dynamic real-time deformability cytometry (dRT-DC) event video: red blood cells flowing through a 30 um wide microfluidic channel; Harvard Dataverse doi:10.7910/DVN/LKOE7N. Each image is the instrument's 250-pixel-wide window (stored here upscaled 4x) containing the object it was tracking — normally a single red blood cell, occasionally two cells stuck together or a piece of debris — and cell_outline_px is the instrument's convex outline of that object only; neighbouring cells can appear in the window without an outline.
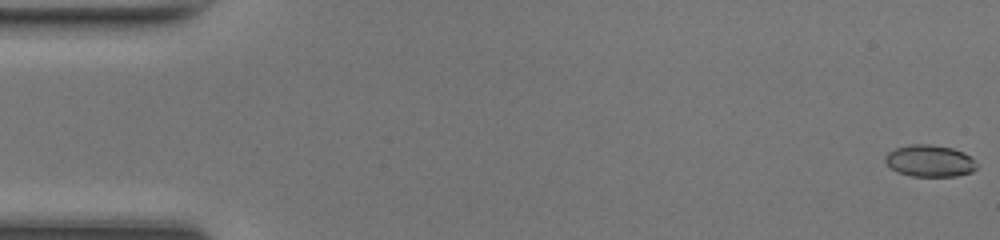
{"species": "common noctule bat (a hibernating species)", "species_latin": "Nyctalus noctula", "temperature_condition": "room temperature", "stored_images_in_passage": 48, "camera_frame_rate_fps": 3000, "um_per_image_px": 0.085, "animal": {"sex": "female", "body_mass_g": 17.0, "forearm_length_mm": 48.0}, "frame": {"image": 1, "passage_image": 1, "time_ms": 0.0, "image_size_px": [1000, 240], "cell_outline_px": [[980, 164], [972, 172], [956, 176], [912, 176], [896, 172], [884, 160], [884, 156], [888, 152], [896, 148], [912, 144], [928, 144], [952, 148], [964, 152], [972, 156]], "centroid_in_image_um": [79.07, 13.68], "position_along_channel_um": 5.9, "area_um2": 17.17}}
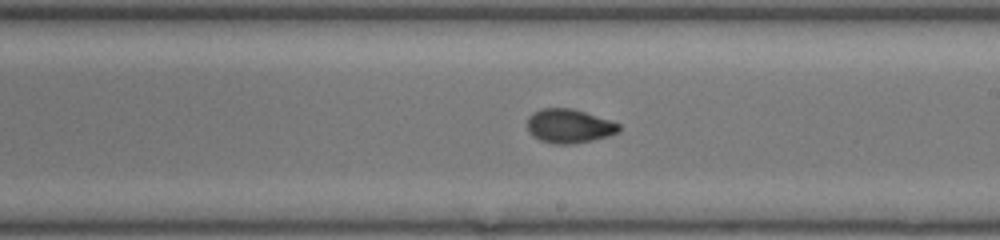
{"frame": {"image": 2, "passage_image": 28, "time_ms": 9.0, "image_size_px": [1000, 240], "cell_outline_px": [[620, 128], [616, 132], [608, 136], [592, 140], [572, 144], [552, 144], [540, 140], [532, 136], [528, 132], [528, 116], [544, 108], [568, 108], [584, 112], [620, 124]], "centroid_in_image_um": [48.34, 10.73], "position_along_channel_um": 240.7, "area_um2": 17.86}}
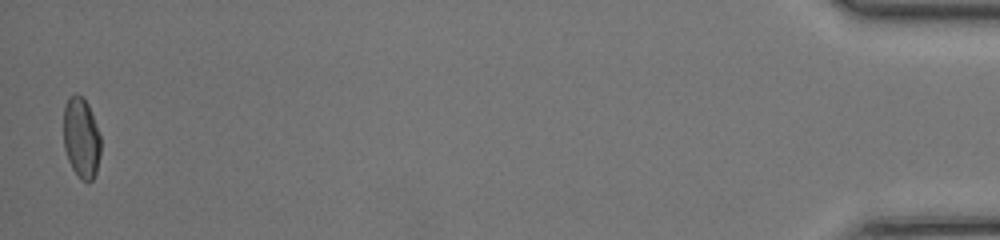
{"frame": {"image": 3, "passage_image": 48, "time_ms": 15.667, "image_size_px": [1000, 240], "cell_outline_px": [[100, 156], [96, 172], [92, 180], [88, 184], [80, 180], [72, 168], [68, 160], [64, 148], [64, 108], [68, 100], [76, 92], [88, 104], [100, 136]], "centroid_in_image_um": [6.91, 11.78], "position_along_channel_um": 428.3, "area_um2": 17.4}, "authors_computed_cell_mechanics": {"area_um2": 17.8024, "velocity_mm_per_s": 4.3439, "shape_relaxation_time_tau1_ms": 5.9821, "shape_relaxation_time_tau2_ms": 0.7929, "deformation_change_tau1": 0.1799, "deformation_change_tau2": 0.0383}}